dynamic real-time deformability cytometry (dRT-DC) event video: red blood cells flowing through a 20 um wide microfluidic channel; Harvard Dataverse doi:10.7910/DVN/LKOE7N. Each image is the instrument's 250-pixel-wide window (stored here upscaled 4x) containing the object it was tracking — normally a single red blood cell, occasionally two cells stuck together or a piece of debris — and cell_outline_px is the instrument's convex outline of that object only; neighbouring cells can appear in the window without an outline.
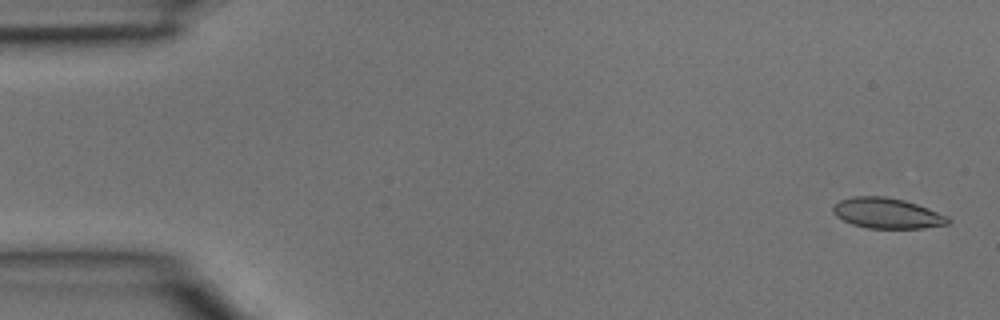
{"species": "common noctule bat (a hibernating species)", "species_latin": "Nyctalus noctula", "temperature_condition": "room temperature", "stored_images_in_passage": 5, "camera_frame_rate_fps": 3000, "um_per_image_px": 0.085, "animal": {"sex": "male", "body_mass_g": 15.6}, "frame": {"image": 1, "passage_image": 1, "time_ms": 0.0, "image_size_px": [1000, 320], "cell_outline_px": [[952, 220], [948, 224], [924, 228], [868, 228], [852, 224], [836, 216], [832, 212], [832, 208], [840, 200], [852, 196], [884, 196], [904, 200], [928, 208], [948, 216]], "centroid_in_image_um": [75.41, 18.12], "position_along_channel_um": 9.6, "area_um2": 20.4}}
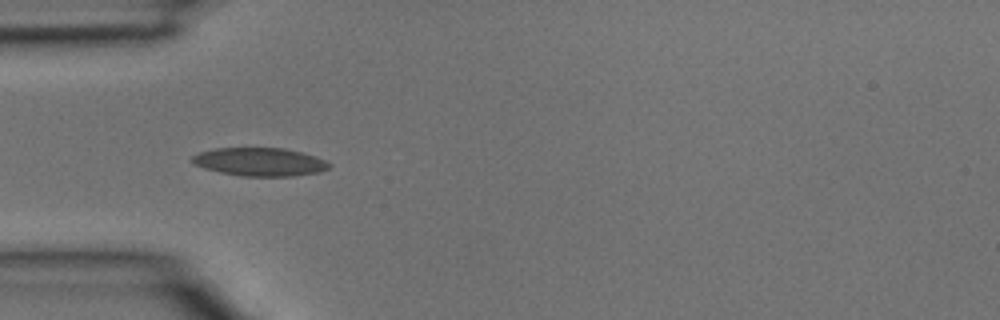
{"frame": {"image": 2, "passage_image": 4, "time_ms": 1.0, "image_size_px": [1000, 320], "cell_outline_px": [[328, 168], [320, 172], [292, 176], [244, 176], [220, 172], [204, 168], [188, 160], [192, 156], [200, 152], [216, 148], [284, 148], [300, 152], [324, 160], [328, 164]], "centroid_in_image_um": [22.03, 13.76], "position_along_channel_um": 63.0, "area_um2": 22.25}}